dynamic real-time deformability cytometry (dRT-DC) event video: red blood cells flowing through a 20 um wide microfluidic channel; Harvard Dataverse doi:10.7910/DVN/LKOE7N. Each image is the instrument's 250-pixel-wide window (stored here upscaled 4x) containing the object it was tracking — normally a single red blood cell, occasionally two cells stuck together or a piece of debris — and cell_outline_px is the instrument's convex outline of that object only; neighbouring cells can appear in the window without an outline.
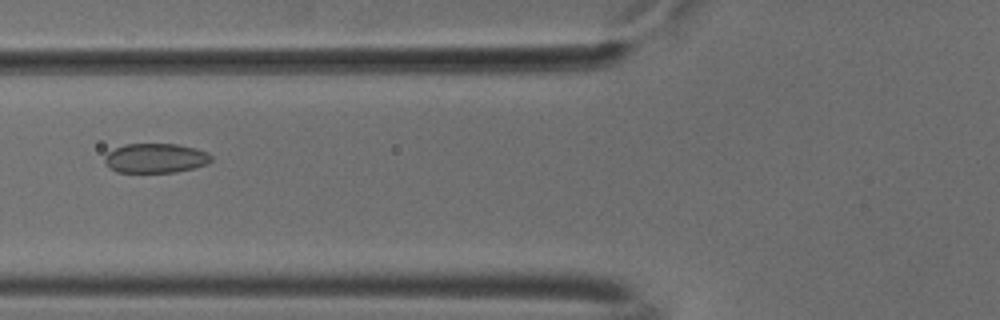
{"species": "common noctule bat (a hibernating species)", "species_latin": "Nyctalus noctula", "temperature_condition": "cold", "stored_images_in_passage": 35, "camera_frame_rate_fps": 3000, "um_per_image_px": 0.085, "animal": {"sex": "male", "body_mass_g": 18.8}, "frame": {"image": 1, "passage_image": 7, "time_ms": 2.0, "image_size_px": [1000, 320], "cell_outline_px": [[212, 160], [208, 164], [176, 172], [116, 172], [104, 160], [104, 156], [108, 152], [124, 144], [176, 144], [196, 148], [208, 152], [212, 156]], "centroid_in_image_um": [13.26, 13.44], "position_along_channel_um": 112.5, "area_um2": 18.26}}
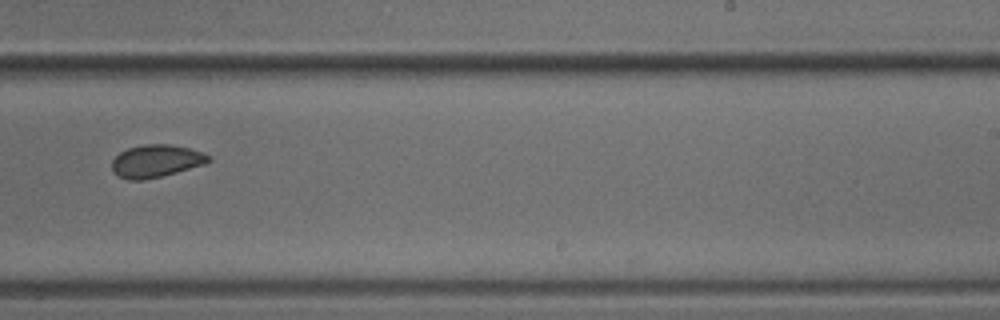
{"frame": {"image": 2, "passage_image": 20, "time_ms": 6.333, "image_size_px": [1000, 320], "cell_outline_px": [[212, 160], [204, 164], [176, 172], [144, 180], [128, 180], [116, 176], [112, 172], [112, 160], [120, 152], [128, 148], [144, 144], [168, 144], [188, 148], [212, 156]], "centroid_in_image_um": [13.23, 13.69], "position_along_channel_um": 275.8, "area_um2": 18.32}}
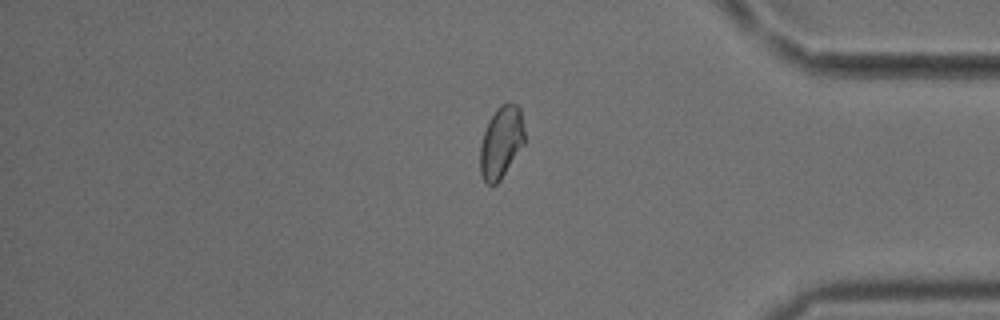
{"frame": {"image": 3, "passage_image": 31, "time_ms": 10.0, "image_size_px": [1000, 320], "cell_outline_px": [[524, 144], [500, 180], [496, 184], [488, 184], [484, 180], [480, 172], [480, 144], [488, 120], [496, 108], [500, 104], [508, 100], [516, 104], [520, 108], [524, 132]], "centroid_in_image_um": [42.59, 12.04], "position_along_channel_um": 392.6, "area_um2": 18.73}}